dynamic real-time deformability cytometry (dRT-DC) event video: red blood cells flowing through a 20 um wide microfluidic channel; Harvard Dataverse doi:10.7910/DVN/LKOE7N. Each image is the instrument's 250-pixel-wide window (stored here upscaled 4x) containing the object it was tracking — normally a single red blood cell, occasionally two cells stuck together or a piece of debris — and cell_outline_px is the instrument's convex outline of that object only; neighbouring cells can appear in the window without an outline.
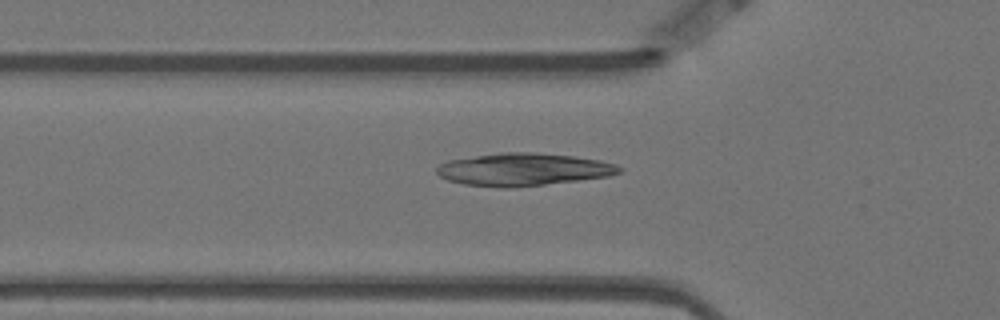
{"species": "Egyptian fruit bat (a non-hibernating species)", "species_latin": "Rousettus aegyptiacus", "temperature_condition": "warm", "stored_images_in_passage": 37, "camera_frame_rate_fps": 3000, "um_per_image_px": 0.085, "animal": {"sex": "female"}, "frame": {"image": 1, "passage_image": 2, "time_ms": 0.333, "image_size_px": [1000, 320], "cell_outline_px": [[624, 168], [620, 172], [608, 176], [544, 184], [508, 188], [500, 188], [464, 184], [448, 180], [440, 176], [436, 172], [436, 168], [440, 164], [448, 160], [500, 152], [528, 152], [572, 156], [600, 160], [616, 164]], "centroid_in_image_um": [44.46, 14.4], "position_along_channel_um": 81.3, "area_um2": 34.45}}
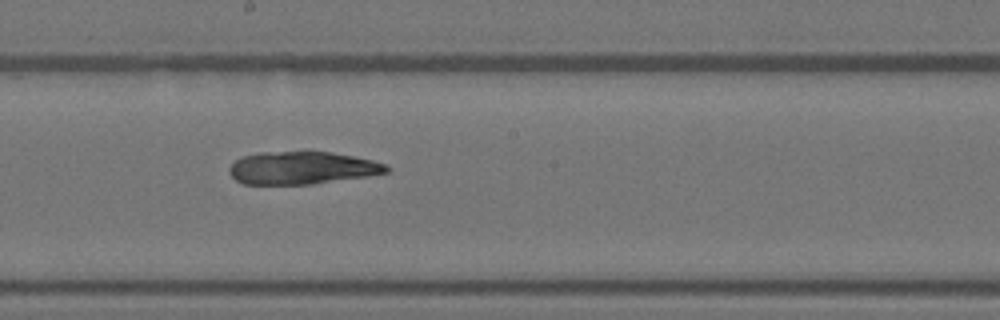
{"frame": {"image": 2, "passage_image": 14, "time_ms": 4.333, "image_size_px": [1000, 320], "cell_outline_px": [[392, 168], [388, 172], [364, 176], [308, 184], [244, 184], [236, 180], [232, 176], [228, 168], [236, 160], [244, 156], [260, 152], [308, 148], [332, 152], [372, 160], [384, 164]], "centroid_in_image_um": [25.65, 14.22], "position_along_channel_um": 222.6, "area_um2": 30.46}}
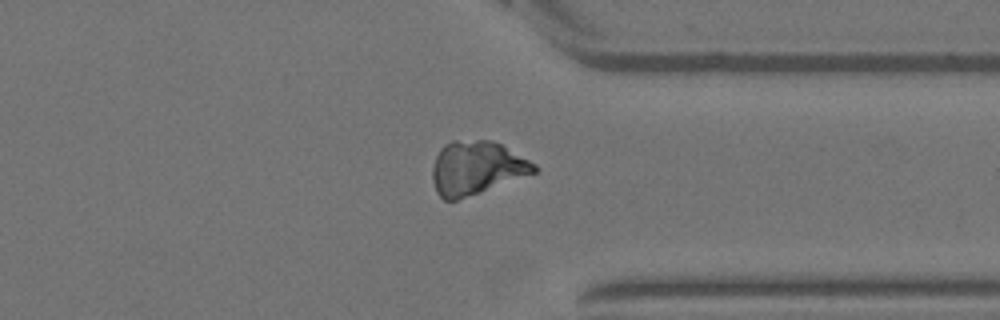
{"frame": {"image": 3, "passage_image": 27, "time_ms": 8.667, "image_size_px": [1000, 320], "cell_outline_px": [[540, 168], [536, 172], [456, 200], [444, 200], [436, 192], [432, 180], [432, 164], [440, 148], [444, 144], [452, 140], [492, 140], [500, 144], [536, 164]], "centroid_in_image_um": [40.46, 14.25], "position_along_channel_um": 370.9, "area_um2": 31.5}}